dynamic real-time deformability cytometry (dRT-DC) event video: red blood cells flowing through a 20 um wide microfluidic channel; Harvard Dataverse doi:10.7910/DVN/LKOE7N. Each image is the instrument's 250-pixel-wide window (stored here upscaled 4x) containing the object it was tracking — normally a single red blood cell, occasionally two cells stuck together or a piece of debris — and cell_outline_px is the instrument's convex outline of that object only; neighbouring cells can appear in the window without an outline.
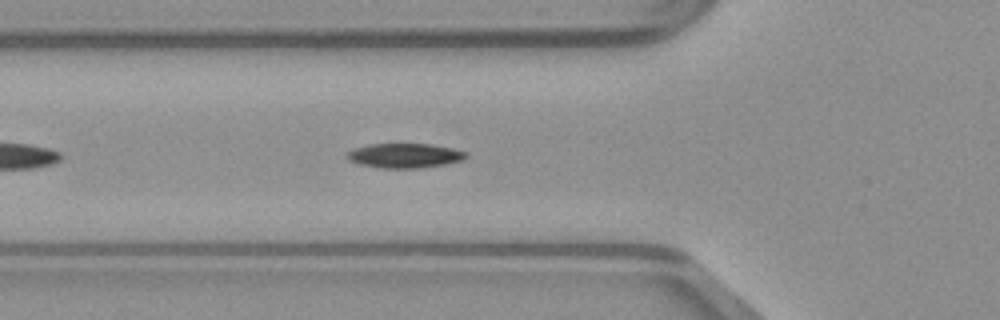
{"species": "common noctule bat (a hibernating species)", "species_latin": "Nyctalus noctula", "temperature_condition": "warm", "stored_images_in_passage": 38, "camera_frame_rate_fps": 3000, "um_per_image_px": 0.085, "animal": {"sex": "male", "body_mass_g": 23.1, "forearm_length_mm": 52.7}, "frame": {"image": 1, "passage_image": 6, "time_ms": 1.667, "image_size_px": [1000, 320], "cell_outline_px": [[468, 156], [464, 160], [448, 164], [420, 168], [380, 168], [360, 164], [348, 160], [344, 156], [344, 152], [352, 148], [368, 144], [432, 144], [452, 148], [468, 152]], "centroid_in_image_um": [34.38, 13.22], "position_along_channel_um": 91.4, "area_um2": 17.46}}